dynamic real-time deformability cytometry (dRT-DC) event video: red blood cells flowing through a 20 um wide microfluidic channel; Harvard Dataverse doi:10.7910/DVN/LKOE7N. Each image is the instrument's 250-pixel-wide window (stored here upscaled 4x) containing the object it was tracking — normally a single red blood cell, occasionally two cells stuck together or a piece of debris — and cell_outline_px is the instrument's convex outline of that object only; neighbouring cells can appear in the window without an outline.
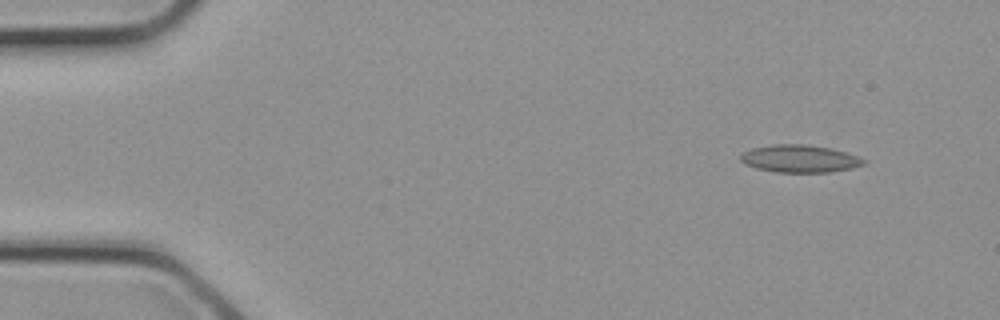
{"species": "common noctule bat (a hibernating species)", "species_latin": "Nyctalus noctula", "temperature_condition": "cold", "stored_images_in_passage": 11, "camera_frame_rate_fps": 3000, "um_per_image_px": 0.085, "animal": {"sex": "female", "body_mass_g": 21.9}, "frame": {"image": 1, "passage_image": 1, "time_ms": 0.0, "image_size_px": [1000, 320], "cell_outline_px": [[868, 160], [864, 164], [852, 168], [828, 172], [776, 172], [756, 168], [744, 164], [740, 160], [740, 152], [752, 148], [772, 144], [804, 144], [832, 148], [860, 156]], "centroid_in_image_um": [67.97, 13.48], "position_along_channel_um": 17.0, "area_um2": 20.0}}
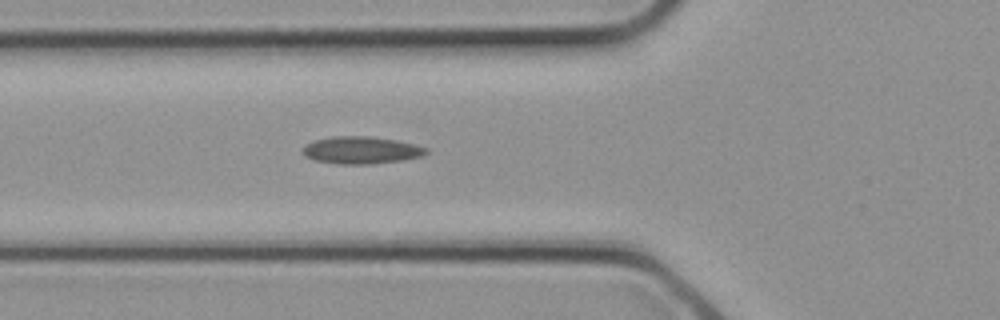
{"frame": {"image": 2, "passage_image": 9, "time_ms": 2.667, "image_size_px": [1000, 320], "cell_outline_px": [[428, 152], [420, 156], [400, 160], [372, 164], [336, 164], [312, 160], [304, 156], [304, 144], [316, 140], [332, 136], [368, 136], [396, 140], [428, 148]], "centroid_in_image_um": [30.65, 12.77], "position_along_channel_um": 95.1, "area_um2": 19.54}}
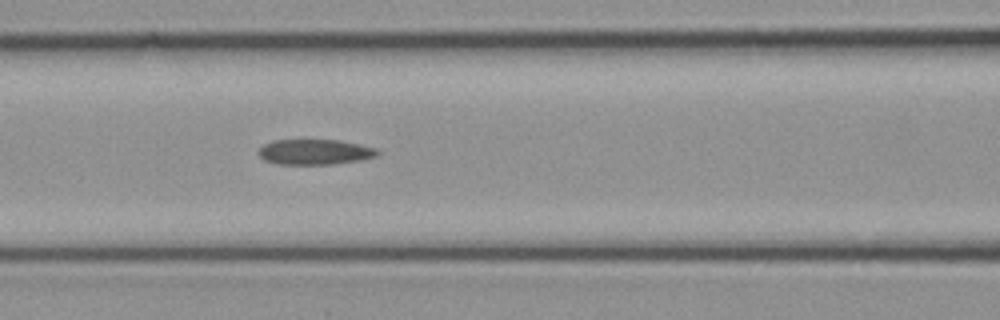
{"frame": {"image": 3, "passage_image": 11, "time_ms": 3.333, "image_size_px": [1000, 320], "cell_outline_px": [[380, 152], [376, 156], [364, 160], [332, 164], [276, 164], [264, 160], [256, 152], [264, 144], [272, 140], [340, 140], [360, 144], [376, 148]], "centroid_in_image_um": [26.77, 12.92], "position_along_channel_um": 139.8, "area_um2": 17.74}}